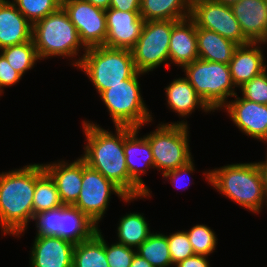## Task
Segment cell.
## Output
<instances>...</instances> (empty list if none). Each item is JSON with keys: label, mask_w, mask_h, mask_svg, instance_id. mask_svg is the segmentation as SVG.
I'll use <instances>...</instances> for the list:
<instances>
[{"label": "cell", "mask_w": 267, "mask_h": 267, "mask_svg": "<svg viewBox=\"0 0 267 267\" xmlns=\"http://www.w3.org/2000/svg\"><path fill=\"white\" fill-rule=\"evenodd\" d=\"M82 128L86 144L80 157L130 197V176L124 155V126H114L113 134L95 122L84 120Z\"/></svg>", "instance_id": "2"}, {"label": "cell", "mask_w": 267, "mask_h": 267, "mask_svg": "<svg viewBox=\"0 0 267 267\" xmlns=\"http://www.w3.org/2000/svg\"><path fill=\"white\" fill-rule=\"evenodd\" d=\"M175 267H211L208 256L197 255L187 257L174 265Z\"/></svg>", "instance_id": "38"}, {"label": "cell", "mask_w": 267, "mask_h": 267, "mask_svg": "<svg viewBox=\"0 0 267 267\" xmlns=\"http://www.w3.org/2000/svg\"><path fill=\"white\" fill-rule=\"evenodd\" d=\"M199 59L196 25L188 17L179 21H173L169 44V67L171 64L181 69Z\"/></svg>", "instance_id": "21"}, {"label": "cell", "mask_w": 267, "mask_h": 267, "mask_svg": "<svg viewBox=\"0 0 267 267\" xmlns=\"http://www.w3.org/2000/svg\"><path fill=\"white\" fill-rule=\"evenodd\" d=\"M190 18L196 27L216 32L238 45L250 43L229 5L216 0H198L191 4Z\"/></svg>", "instance_id": "13"}, {"label": "cell", "mask_w": 267, "mask_h": 267, "mask_svg": "<svg viewBox=\"0 0 267 267\" xmlns=\"http://www.w3.org/2000/svg\"><path fill=\"white\" fill-rule=\"evenodd\" d=\"M0 53L5 57L10 66L22 77L27 71L33 69L40 60L33 40L7 46L0 49Z\"/></svg>", "instance_id": "29"}, {"label": "cell", "mask_w": 267, "mask_h": 267, "mask_svg": "<svg viewBox=\"0 0 267 267\" xmlns=\"http://www.w3.org/2000/svg\"><path fill=\"white\" fill-rule=\"evenodd\" d=\"M45 171L55 181L60 200L63 205H74L82 187V158L73 162L57 160L43 163Z\"/></svg>", "instance_id": "18"}, {"label": "cell", "mask_w": 267, "mask_h": 267, "mask_svg": "<svg viewBox=\"0 0 267 267\" xmlns=\"http://www.w3.org/2000/svg\"><path fill=\"white\" fill-rule=\"evenodd\" d=\"M95 7L101 8L103 10H108L110 8V1L111 0H85Z\"/></svg>", "instance_id": "42"}, {"label": "cell", "mask_w": 267, "mask_h": 267, "mask_svg": "<svg viewBox=\"0 0 267 267\" xmlns=\"http://www.w3.org/2000/svg\"><path fill=\"white\" fill-rule=\"evenodd\" d=\"M194 165H195L194 160L192 159L187 164L180 166L176 168L175 170H171V171L164 173L162 175L163 176L162 178H165L166 179L165 181L168 180V182L170 180V183L172 184V186H174V188H177V189L179 188L180 190L183 188V190H185L187 189L189 184H191V180L186 181V183L184 182V180H186V178L190 179V174L194 173L195 170H197Z\"/></svg>", "instance_id": "36"}, {"label": "cell", "mask_w": 267, "mask_h": 267, "mask_svg": "<svg viewBox=\"0 0 267 267\" xmlns=\"http://www.w3.org/2000/svg\"><path fill=\"white\" fill-rule=\"evenodd\" d=\"M190 8L187 0H141L140 16L145 21H179L190 17Z\"/></svg>", "instance_id": "25"}, {"label": "cell", "mask_w": 267, "mask_h": 267, "mask_svg": "<svg viewBox=\"0 0 267 267\" xmlns=\"http://www.w3.org/2000/svg\"><path fill=\"white\" fill-rule=\"evenodd\" d=\"M148 222L144 214L139 212L121 216L116 227V242L137 249L153 232Z\"/></svg>", "instance_id": "26"}, {"label": "cell", "mask_w": 267, "mask_h": 267, "mask_svg": "<svg viewBox=\"0 0 267 267\" xmlns=\"http://www.w3.org/2000/svg\"><path fill=\"white\" fill-rule=\"evenodd\" d=\"M189 124L161 122L149 134L144 136L149 141L154 159V169L162 175L187 164L194 157L190 152Z\"/></svg>", "instance_id": "8"}, {"label": "cell", "mask_w": 267, "mask_h": 267, "mask_svg": "<svg viewBox=\"0 0 267 267\" xmlns=\"http://www.w3.org/2000/svg\"><path fill=\"white\" fill-rule=\"evenodd\" d=\"M57 186L45 171L37 180L33 199V214L62 206Z\"/></svg>", "instance_id": "30"}, {"label": "cell", "mask_w": 267, "mask_h": 267, "mask_svg": "<svg viewBox=\"0 0 267 267\" xmlns=\"http://www.w3.org/2000/svg\"><path fill=\"white\" fill-rule=\"evenodd\" d=\"M172 20L145 21L141 35L131 49L138 72L148 74L165 64L169 68Z\"/></svg>", "instance_id": "11"}, {"label": "cell", "mask_w": 267, "mask_h": 267, "mask_svg": "<svg viewBox=\"0 0 267 267\" xmlns=\"http://www.w3.org/2000/svg\"><path fill=\"white\" fill-rule=\"evenodd\" d=\"M21 79L22 76L10 66L0 53V97L4 93V88L18 84Z\"/></svg>", "instance_id": "37"}, {"label": "cell", "mask_w": 267, "mask_h": 267, "mask_svg": "<svg viewBox=\"0 0 267 267\" xmlns=\"http://www.w3.org/2000/svg\"><path fill=\"white\" fill-rule=\"evenodd\" d=\"M13 2V0H0V5L1 4H8V3H11Z\"/></svg>", "instance_id": "44"}, {"label": "cell", "mask_w": 267, "mask_h": 267, "mask_svg": "<svg viewBox=\"0 0 267 267\" xmlns=\"http://www.w3.org/2000/svg\"><path fill=\"white\" fill-rule=\"evenodd\" d=\"M113 194L117 195L120 201L129 204L137 199L149 198V195L127 197L117 185L89 167L82 159V187L74 206L98 225L106 214Z\"/></svg>", "instance_id": "10"}, {"label": "cell", "mask_w": 267, "mask_h": 267, "mask_svg": "<svg viewBox=\"0 0 267 267\" xmlns=\"http://www.w3.org/2000/svg\"><path fill=\"white\" fill-rule=\"evenodd\" d=\"M203 174L218 194L247 211L259 214L264 205L267 207V195L258 162L227 164L205 170Z\"/></svg>", "instance_id": "3"}, {"label": "cell", "mask_w": 267, "mask_h": 267, "mask_svg": "<svg viewBox=\"0 0 267 267\" xmlns=\"http://www.w3.org/2000/svg\"><path fill=\"white\" fill-rule=\"evenodd\" d=\"M167 242L173 265L195 254L184 230H178L167 235Z\"/></svg>", "instance_id": "33"}, {"label": "cell", "mask_w": 267, "mask_h": 267, "mask_svg": "<svg viewBox=\"0 0 267 267\" xmlns=\"http://www.w3.org/2000/svg\"><path fill=\"white\" fill-rule=\"evenodd\" d=\"M130 267H153L146 259L135 253Z\"/></svg>", "instance_id": "40"}, {"label": "cell", "mask_w": 267, "mask_h": 267, "mask_svg": "<svg viewBox=\"0 0 267 267\" xmlns=\"http://www.w3.org/2000/svg\"><path fill=\"white\" fill-rule=\"evenodd\" d=\"M167 107L177 113L181 121L171 122L188 125L186 118L192 115L198 108L205 114L213 111L198 96L193 86L185 77L173 79L165 88ZM186 120V121H184Z\"/></svg>", "instance_id": "22"}, {"label": "cell", "mask_w": 267, "mask_h": 267, "mask_svg": "<svg viewBox=\"0 0 267 267\" xmlns=\"http://www.w3.org/2000/svg\"><path fill=\"white\" fill-rule=\"evenodd\" d=\"M32 40L40 62L51 57L70 58V64L76 68L83 58L80 51L85 53L87 50L62 7L33 24Z\"/></svg>", "instance_id": "4"}, {"label": "cell", "mask_w": 267, "mask_h": 267, "mask_svg": "<svg viewBox=\"0 0 267 267\" xmlns=\"http://www.w3.org/2000/svg\"><path fill=\"white\" fill-rule=\"evenodd\" d=\"M36 236H53L67 240L74 245L91 238L100 228L86 214L74 205L33 214Z\"/></svg>", "instance_id": "9"}, {"label": "cell", "mask_w": 267, "mask_h": 267, "mask_svg": "<svg viewBox=\"0 0 267 267\" xmlns=\"http://www.w3.org/2000/svg\"><path fill=\"white\" fill-rule=\"evenodd\" d=\"M99 229L91 238L76 244L73 267H109L105 253V237Z\"/></svg>", "instance_id": "27"}, {"label": "cell", "mask_w": 267, "mask_h": 267, "mask_svg": "<svg viewBox=\"0 0 267 267\" xmlns=\"http://www.w3.org/2000/svg\"><path fill=\"white\" fill-rule=\"evenodd\" d=\"M76 69L85 73L98 95L137 72L131 50L104 45L88 48Z\"/></svg>", "instance_id": "5"}, {"label": "cell", "mask_w": 267, "mask_h": 267, "mask_svg": "<svg viewBox=\"0 0 267 267\" xmlns=\"http://www.w3.org/2000/svg\"><path fill=\"white\" fill-rule=\"evenodd\" d=\"M186 233L195 254L210 256L215 252L218 238L211 227L205 224H196L190 229H186Z\"/></svg>", "instance_id": "31"}, {"label": "cell", "mask_w": 267, "mask_h": 267, "mask_svg": "<svg viewBox=\"0 0 267 267\" xmlns=\"http://www.w3.org/2000/svg\"><path fill=\"white\" fill-rule=\"evenodd\" d=\"M230 7L245 38L251 43H264L267 39V3L240 0Z\"/></svg>", "instance_id": "19"}, {"label": "cell", "mask_w": 267, "mask_h": 267, "mask_svg": "<svg viewBox=\"0 0 267 267\" xmlns=\"http://www.w3.org/2000/svg\"><path fill=\"white\" fill-rule=\"evenodd\" d=\"M185 78L198 96L213 111L217 112L237 92L229 65L196 59L182 68Z\"/></svg>", "instance_id": "7"}, {"label": "cell", "mask_w": 267, "mask_h": 267, "mask_svg": "<svg viewBox=\"0 0 267 267\" xmlns=\"http://www.w3.org/2000/svg\"><path fill=\"white\" fill-rule=\"evenodd\" d=\"M239 91L243 99L267 105V69L245 83Z\"/></svg>", "instance_id": "34"}, {"label": "cell", "mask_w": 267, "mask_h": 267, "mask_svg": "<svg viewBox=\"0 0 267 267\" xmlns=\"http://www.w3.org/2000/svg\"><path fill=\"white\" fill-rule=\"evenodd\" d=\"M264 43L239 45L229 62L230 74L236 88L242 87L253 77L267 69Z\"/></svg>", "instance_id": "20"}, {"label": "cell", "mask_w": 267, "mask_h": 267, "mask_svg": "<svg viewBox=\"0 0 267 267\" xmlns=\"http://www.w3.org/2000/svg\"><path fill=\"white\" fill-rule=\"evenodd\" d=\"M190 4H192V3H194V2H196V1H198V0H187Z\"/></svg>", "instance_id": "45"}, {"label": "cell", "mask_w": 267, "mask_h": 267, "mask_svg": "<svg viewBox=\"0 0 267 267\" xmlns=\"http://www.w3.org/2000/svg\"><path fill=\"white\" fill-rule=\"evenodd\" d=\"M44 172L43 163H32L0 173L1 236L24 235L33 217L36 180Z\"/></svg>", "instance_id": "1"}, {"label": "cell", "mask_w": 267, "mask_h": 267, "mask_svg": "<svg viewBox=\"0 0 267 267\" xmlns=\"http://www.w3.org/2000/svg\"><path fill=\"white\" fill-rule=\"evenodd\" d=\"M265 153H266L265 154L266 158L264 159L265 161H259L258 164H259V167H260L261 172H262L264 186H265V192H266V195H267V151Z\"/></svg>", "instance_id": "41"}, {"label": "cell", "mask_w": 267, "mask_h": 267, "mask_svg": "<svg viewBox=\"0 0 267 267\" xmlns=\"http://www.w3.org/2000/svg\"><path fill=\"white\" fill-rule=\"evenodd\" d=\"M34 238L29 267H73V243L53 236Z\"/></svg>", "instance_id": "17"}, {"label": "cell", "mask_w": 267, "mask_h": 267, "mask_svg": "<svg viewBox=\"0 0 267 267\" xmlns=\"http://www.w3.org/2000/svg\"><path fill=\"white\" fill-rule=\"evenodd\" d=\"M61 7L78 31L83 46H105L107 36L106 10L85 0H62Z\"/></svg>", "instance_id": "14"}, {"label": "cell", "mask_w": 267, "mask_h": 267, "mask_svg": "<svg viewBox=\"0 0 267 267\" xmlns=\"http://www.w3.org/2000/svg\"><path fill=\"white\" fill-rule=\"evenodd\" d=\"M217 2L223 3L225 5L231 6L234 3H237L240 0H216Z\"/></svg>", "instance_id": "43"}, {"label": "cell", "mask_w": 267, "mask_h": 267, "mask_svg": "<svg viewBox=\"0 0 267 267\" xmlns=\"http://www.w3.org/2000/svg\"><path fill=\"white\" fill-rule=\"evenodd\" d=\"M62 0H13L14 5L33 25L61 7Z\"/></svg>", "instance_id": "32"}, {"label": "cell", "mask_w": 267, "mask_h": 267, "mask_svg": "<svg viewBox=\"0 0 267 267\" xmlns=\"http://www.w3.org/2000/svg\"><path fill=\"white\" fill-rule=\"evenodd\" d=\"M221 109L242 133L267 143V105L243 99L237 94ZM267 145V144H266Z\"/></svg>", "instance_id": "15"}, {"label": "cell", "mask_w": 267, "mask_h": 267, "mask_svg": "<svg viewBox=\"0 0 267 267\" xmlns=\"http://www.w3.org/2000/svg\"><path fill=\"white\" fill-rule=\"evenodd\" d=\"M105 253L109 267H130L136 249L117 242L109 245L105 240Z\"/></svg>", "instance_id": "35"}, {"label": "cell", "mask_w": 267, "mask_h": 267, "mask_svg": "<svg viewBox=\"0 0 267 267\" xmlns=\"http://www.w3.org/2000/svg\"><path fill=\"white\" fill-rule=\"evenodd\" d=\"M140 130V127L124 126V155L130 176V197L149 195L151 198L152 191L141 176L154 169V159L149 141L144 135L139 136Z\"/></svg>", "instance_id": "12"}, {"label": "cell", "mask_w": 267, "mask_h": 267, "mask_svg": "<svg viewBox=\"0 0 267 267\" xmlns=\"http://www.w3.org/2000/svg\"><path fill=\"white\" fill-rule=\"evenodd\" d=\"M156 231L136 249V253L153 267H174L167 242V234Z\"/></svg>", "instance_id": "28"}, {"label": "cell", "mask_w": 267, "mask_h": 267, "mask_svg": "<svg viewBox=\"0 0 267 267\" xmlns=\"http://www.w3.org/2000/svg\"><path fill=\"white\" fill-rule=\"evenodd\" d=\"M145 20L140 11L106 10L105 46L131 50L141 35Z\"/></svg>", "instance_id": "16"}, {"label": "cell", "mask_w": 267, "mask_h": 267, "mask_svg": "<svg viewBox=\"0 0 267 267\" xmlns=\"http://www.w3.org/2000/svg\"><path fill=\"white\" fill-rule=\"evenodd\" d=\"M141 75L145 73L137 71L131 78L111 86L99 95L107 108L113 126L143 129L144 126L153 122V113L147 108L141 94L139 82Z\"/></svg>", "instance_id": "6"}, {"label": "cell", "mask_w": 267, "mask_h": 267, "mask_svg": "<svg viewBox=\"0 0 267 267\" xmlns=\"http://www.w3.org/2000/svg\"><path fill=\"white\" fill-rule=\"evenodd\" d=\"M32 30L13 2L0 5V49L32 40Z\"/></svg>", "instance_id": "23"}, {"label": "cell", "mask_w": 267, "mask_h": 267, "mask_svg": "<svg viewBox=\"0 0 267 267\" xmlns=\"http://www.w3.org/2000/svg\"><path fill=\"white\" fill-rule=\"evenodd\" d=\"M141 0H111L110 8L121 11H140Z\"/></svg>", "instance_id": "39"}, {"label": "cell", "mask_w": 267, "mask_h": 267, "mask_svg": "<svg viewBox=\"0 0 267 267\" xmlns=\"http://www.w3.org/2000/svg\"><path fill=\"white\" fill-rule=\"evenodd\" d=\"M198 56L201 60L229 64L238 44L216 32L196 27Z\"/></svg>", "instance_id": "24"}]
</instances>
